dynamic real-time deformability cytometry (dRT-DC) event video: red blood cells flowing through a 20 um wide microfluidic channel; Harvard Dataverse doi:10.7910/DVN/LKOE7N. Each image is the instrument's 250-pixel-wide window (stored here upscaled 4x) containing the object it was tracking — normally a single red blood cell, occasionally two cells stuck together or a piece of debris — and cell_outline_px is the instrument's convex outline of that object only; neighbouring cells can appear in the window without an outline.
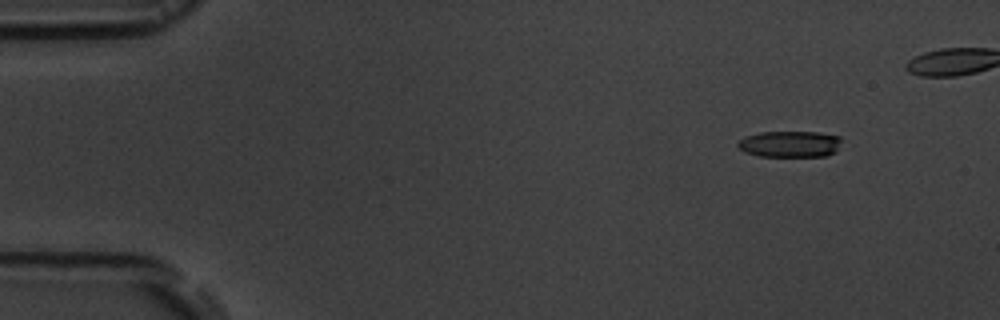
{"species": "common noctule bat (a hibernating species)", "species_latin": "Nyctalus noctula", "temperature_condition": "room temperature", "stored_images_in_passage": 6, "camera_frame_rate_fps": 3000, "um_per_image_px": 0.085, "animal": {"sex": "male", "body_mass_g": 19.5, "forearm_length_mm": 54.6}, "frame": {"image": 1, "passage_image": 2, "time_ms": 1.333, "image_size_px": [1000, 320], "cell_outline_px": [[840, 140], [836, 152], [828, 156], [760, 156], [744, 152], [736, 144], [744, 136], [760, 132], [816, 132], [840, 136]], "centroid_in_image_um": [67.13, 12.24], "position_along_channel_um": 17.9, "area_um2": 15.9}}